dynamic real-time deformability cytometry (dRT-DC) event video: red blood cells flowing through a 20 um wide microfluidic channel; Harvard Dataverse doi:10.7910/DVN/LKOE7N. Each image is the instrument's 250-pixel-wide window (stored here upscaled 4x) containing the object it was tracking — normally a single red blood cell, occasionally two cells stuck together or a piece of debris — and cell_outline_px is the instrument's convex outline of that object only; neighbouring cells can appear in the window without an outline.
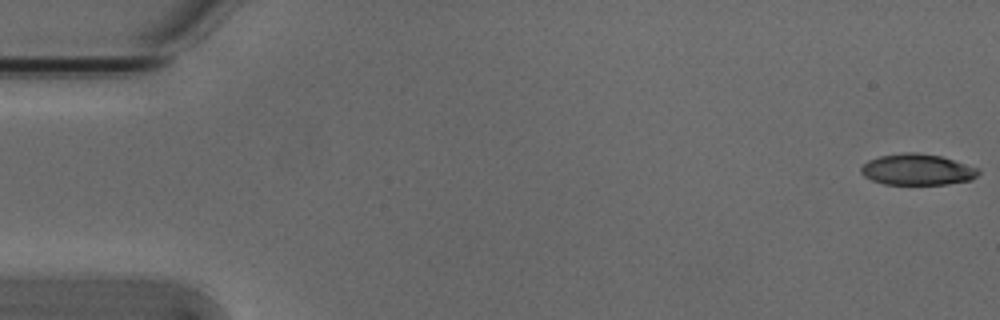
{"species": "Egyptian fruit bat (a non-hibernating species)", "species_latin": "Rousettus aegyptiacus", "temperature_condition": "cold", "stored_images_in_passage": 4, "camera_frame_rate_fps": 3000, "um_per_image_px": 0.085, "animal": {"sex": "male"}, "frame": {"image": 1, "passage_image": 1, "time_ms": 0.0, "image_size_px": [1000, 320], "cell_outline_px": [[980, 172], [972, 180], [948, 184], [884, 184], [872, 180], [864, 176], [860, 172], [860, 168], [868, 160], [880, 156], [904, 152], [916, 152], [940, 156], [976, 168]], "centroid_in_image_um": [77.93, 14.42], "position_along_channel_um": 7.1, "area_um2": 21.1}}
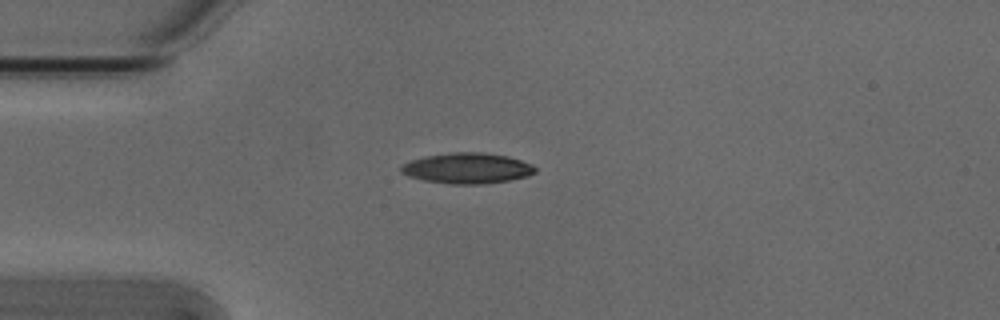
{"frame": {"image": 2, "passage_image": 4, "time_ms": 1.0, "image_size_px": [1000, 320], "cell_outline_px": [[536, 172], [528, 176], [508, 180], [484, 184], [452, 184], [424, 180], [408, 176], [400, 172], [400, 168], [404, 164], [412, 160], [424, 156], [452, 152], [484, 152], [508, 156], [532, 164], [536, 168]], "centroid_in_image_um": [39.72, 14.29], "position_along_channel_um": 45.3, "area_um2": 23.93}}